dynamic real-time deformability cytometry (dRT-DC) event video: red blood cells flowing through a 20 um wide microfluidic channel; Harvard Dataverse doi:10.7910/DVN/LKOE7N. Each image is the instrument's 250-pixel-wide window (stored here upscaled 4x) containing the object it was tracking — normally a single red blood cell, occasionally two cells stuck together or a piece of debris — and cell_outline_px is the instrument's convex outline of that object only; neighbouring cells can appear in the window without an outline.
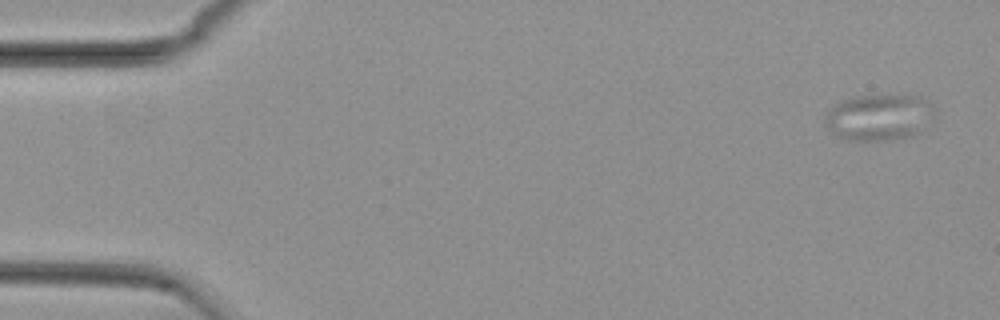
{"species": "common noctule bat (a hibernating species)", "species_latin": "Nyctalus noctula", "temperature_condition": "cold", "stored_images_in_passage": 55, "camera_frame_rate_fps": 3000, "um_per_image_px": 0.085, "animal": {"sex": "female", "body_mass_g": 29.2, "forearm_length_mm": 56.3}, "frame": {"image": 1, "passage_image": 1, "time_ms": 0.0, "image_size_px": [1000, 320], "cell_outline_px": [[932, 108], [920, 132], [912, 136], [892, 140], [848, 140], [836, 136], [828, 128], [828, 112], [836, 104], [852, 96], [924, 96], [928, 100]], "centroid_in_image_um": [74.7, 9.98], "position_along_channel_um": 10.3, "area_um2": 28.61}}
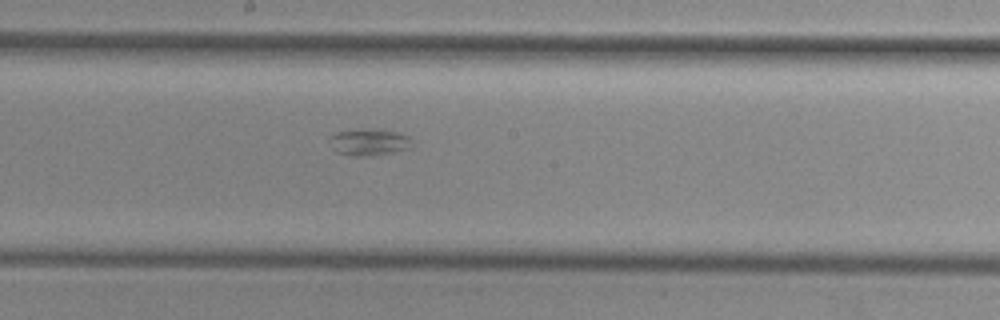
{"frame": {"image": 2, "passage_image": 29, "time_ms": 9.333, "image_size_px": [1000, 320], "cell_outline_px": [[412, 148], [372, 156], [352, 156], [336, 152], [332, 148], [328, 140], [328, 136], [336, 132], [356, 128], [372, 128], [400, 132], [408, 136], [412, 140]], "centroid_in_image_um": [31.34, 12.06], "position_along_channel_um": 216.9, "area_um2": 13.41}}
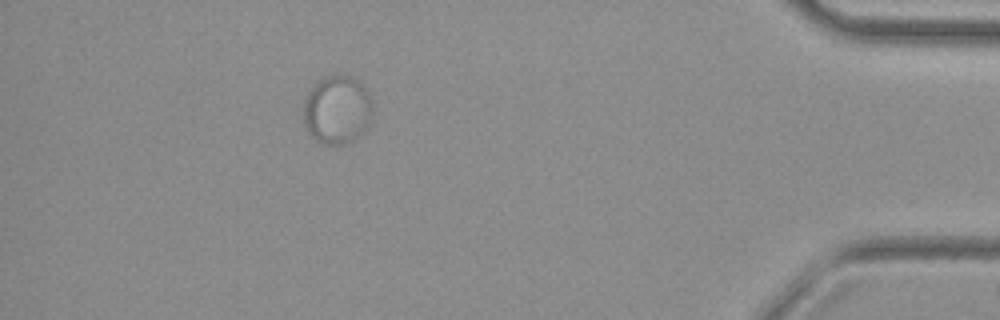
{"frame": {"image": 3, "passage_image": 49, "time_ms": 16.0, "image_size_px": [1000, 320], "cell_outline_px": [[372, 120], [368, 128], [352, 140], [344, 144], [320, 144], [308, 132], [304, 124], [304, 100], [308, 92], [316, 80], [324, 76], [336, 72], [340, 72], [356, 76], [360, 80], [372, 96]], "centroid_in_image_um": [28.69, 9.25], "position_along_channel_um": 406.5, "area_um2": 28.73}}